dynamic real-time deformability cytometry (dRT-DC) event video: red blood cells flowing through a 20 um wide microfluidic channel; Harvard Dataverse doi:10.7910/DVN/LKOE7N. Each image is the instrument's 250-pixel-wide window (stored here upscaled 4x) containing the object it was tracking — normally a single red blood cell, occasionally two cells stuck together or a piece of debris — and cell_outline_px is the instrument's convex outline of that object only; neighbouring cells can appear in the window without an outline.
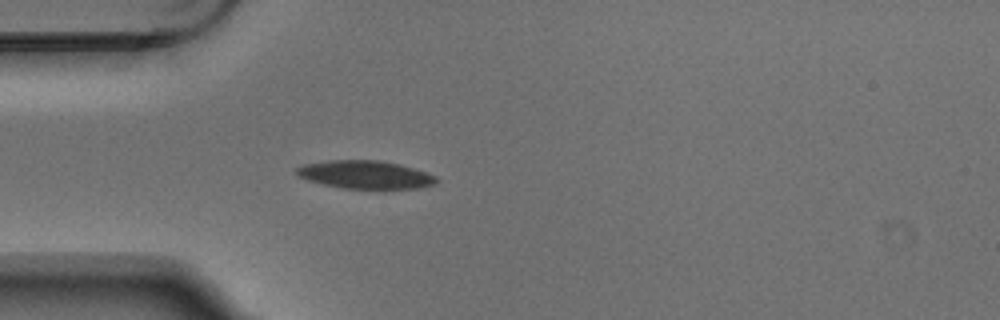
{"species": "Egyptian fruit bat (a non-hibernating species)", "species_latin": "Rousettus aegyptiacus", "temperature_condition": "warm", "stored_images_in_passage": 5, "camera_frame_rate_fps": 3000, "um_per_image_px": 0.085, "animal": {"sex": "male"}, "frame": {"image": 1, "passage_image": 5, "time_ms": 1.333, "image_size_px": [1000, 320], "cell_outline_px": [[440, 180], [436, 184], [420, 188], [340, 188], [308, 180], [296, 176], [296, 168], [304, 164], [328, 160], [380, 160], [400, 164], [428, 172], [436, 176]], "centroid_in_image_um": [31.08, 14.84], "position_along_channel_um": 53.9, "area_um2": 23.0}}